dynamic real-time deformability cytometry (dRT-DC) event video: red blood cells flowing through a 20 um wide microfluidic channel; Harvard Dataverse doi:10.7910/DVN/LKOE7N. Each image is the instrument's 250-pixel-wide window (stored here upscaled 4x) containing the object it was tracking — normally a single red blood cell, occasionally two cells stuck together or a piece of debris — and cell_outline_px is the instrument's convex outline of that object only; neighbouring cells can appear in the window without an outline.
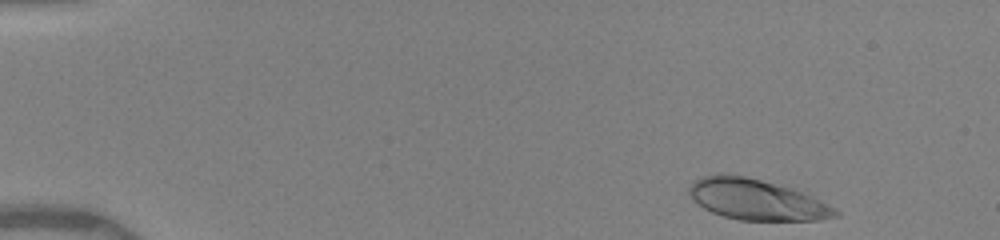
{"species": "human", "species_latin": "Homo sapiens", "temperature_condition": "warm", "stored_images_in_passage": 11, "camera_frame_rate_fps": 3000, "um_per_image_px": 0.085, "donor": {"sex": "female"}, "frame": {"image": 1, "passage_image": 2, "time_ms": 0.333, "image_size_px": [1000, 240], "cell_outline_px": [[840, 216], [820, 220], [740, 220], [724, 216], [712, 212], [704, 208], [688, 192], [688, 188], [696, 180], [704, 176], [716, 172], [744, 176], [796, 188], [812, 196], [840, 212]], "centroid_in_image_um": [64.34, 16.95], "position_along_channel_um": 20.7, "area_um2": 34.62}}
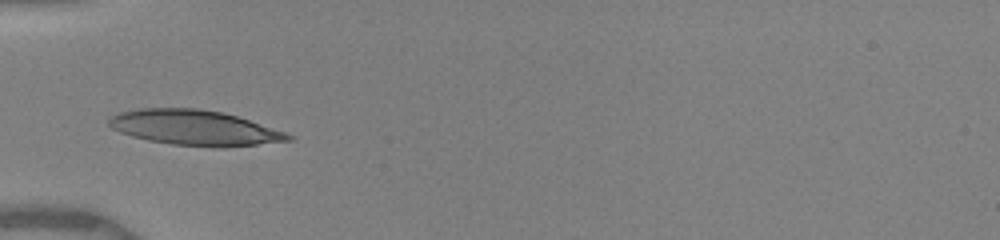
{"frame": {"image": 2, "passage_image": 10, "time_ms": 4.333, "image_size_px": [1000, 240], "cell_outline_px": [[296, 136], [292, 140], [224, 148], [212, 148], [172, 144], [148, 140], [132, 136], [120, 132], [112, 128], [108, 124], [108, 120], [112, 116], [120, 112], [140, 108], [200, 108], [224, 112]], "centroid_in_image_um": [16.53, 10.86], "position_along_channel_um": 68.5, "area_um2": 36.82}}